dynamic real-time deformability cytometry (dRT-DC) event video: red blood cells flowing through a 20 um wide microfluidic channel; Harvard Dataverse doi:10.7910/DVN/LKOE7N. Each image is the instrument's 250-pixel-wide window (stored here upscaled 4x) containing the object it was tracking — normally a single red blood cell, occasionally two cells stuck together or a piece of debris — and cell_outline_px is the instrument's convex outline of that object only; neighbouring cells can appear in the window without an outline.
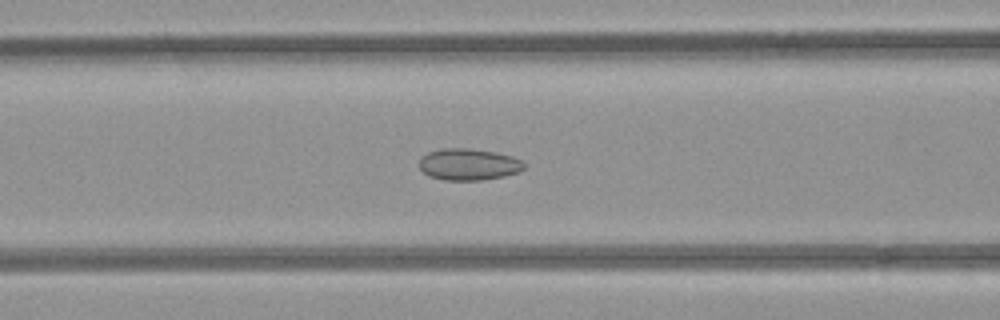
{"species": "common noctule bat (a hibernating species)", "species_latin": "Nyctalus noctula", "temperature_condition": "room temperature", "stored_images_in_passage": 52, "camera_frame_rate_fps": 3000, "um_per_image_px": 0.085, "animal": {"sex": "female", "body_mass_g": 21.9}, "frame": {"image": 1, "passage_image": 21, "time_ms": 6.667, "image_size_px": [1000, 320], "cell_outline_px": [[524, 168], [520, 172], [504, 176], [484, 180], [444, 180], [428, 176], [420, 168], [420, 160], [428, 152], [444, 148], [468, 148], [496, 152], [512, 156], [520, 160], [524, 164]], "centroid_in_image_um": [39.85, 13.98], "position_along_channel_um": 126.8, "area_um2": 19.31}}
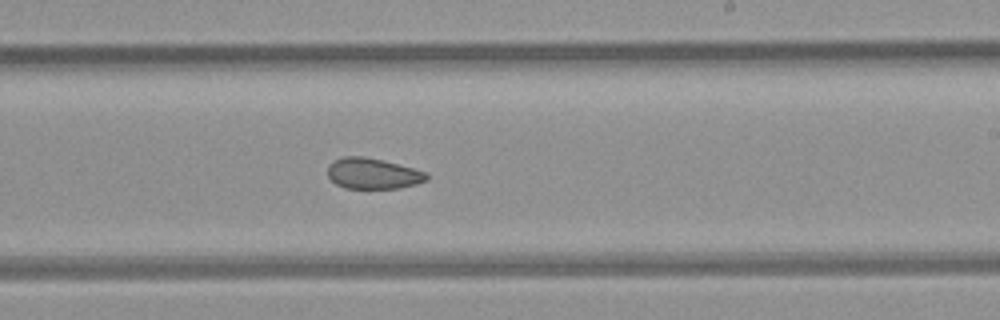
{"frame": {"image": 2, "passage_image": 31, "time_ms": 10.0, "image_size_px": [1000, 320], "cell_outline_px": [[428, 180], [416, 184], [400, 188], [344, 188], [336, 184], [328, 176], [328, 164], [344, 156], [364, 156], [428, 172]], "centroid_in_image_um": [31.7, 14.76], "position_along_channel_um": 257.3, "area_um2": 17.63}}
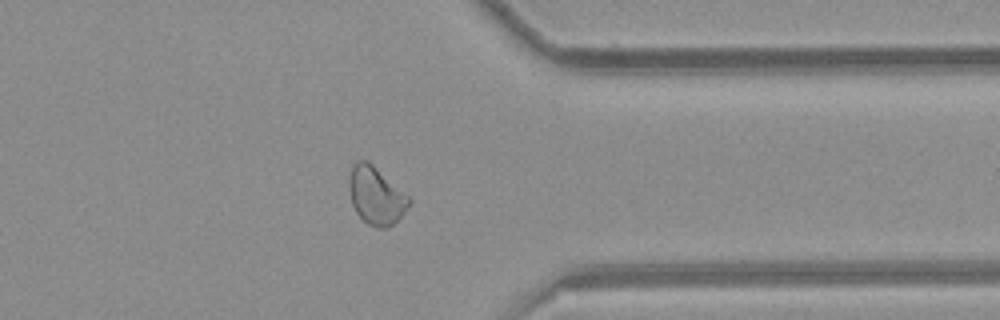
{"frame": {"image": 3, "passage_image": 41, "time_ms": 13.333, "image_size_px": [1000, 320], "cell_outline_px": [[412, 200], [400, 216], [392, 224], [384, 228], [376, 228], [368, 224], [356, 212], [352, 204], [348, 188], [348, 184], [352, 168], [356, 160], [364, 160], [372, 164], [408, 196]], "centroid_in_image_um": [31.93, 16.63], "position_along_channel_um": 379.5, "area_um2": 19.65}, "authors_computed_cell_mechanics": {"area_um2": 19.941, "velocity_mm_per_s": 3.9218, "shape_relaxation_time_tau1_ms": null, "shape_relaxation_time_tau2_ms": 3.4121, "deformation_change_tau1": null, "deformation_change_tau2": 0.0806}}